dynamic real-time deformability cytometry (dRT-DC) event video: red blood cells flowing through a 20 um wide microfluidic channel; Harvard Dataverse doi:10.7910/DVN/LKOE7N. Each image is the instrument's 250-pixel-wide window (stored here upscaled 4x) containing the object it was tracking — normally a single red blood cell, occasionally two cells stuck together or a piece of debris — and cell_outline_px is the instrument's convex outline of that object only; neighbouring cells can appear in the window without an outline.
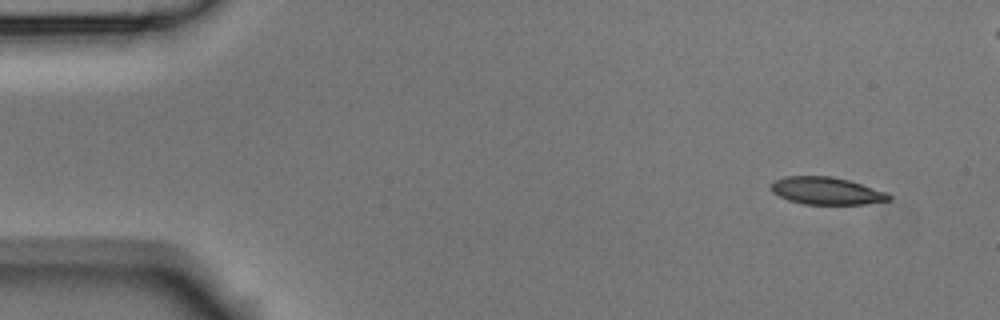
{"species": "Egyptian fruit bat (a non-hibernating species)", "species_latin": "Rousettus aegyptiacus", "temperature_condition": "room temperature", "stored_images_in_passage": 5, "camera_frame_rate_fps": 3000, "um_per_image_px": 0.085, "animal": {"sex": "male"}, "frame": {"image": 1, "passage_image": 1, "time_ms": 0.0, "image_size_px": [1000, 320], "cell_outline_px": [[892, 200], [864, 204], [804, 204], [788, 200], [772, 192], [772, 184], [776, 180], [784, 176], [832, 176], [848, 180], [888, 192], [892, 196]], "centroid_in_image_um": [70.29, 16.22], "position_along_channel_um": 14.7, "area_um2": 18.79}}